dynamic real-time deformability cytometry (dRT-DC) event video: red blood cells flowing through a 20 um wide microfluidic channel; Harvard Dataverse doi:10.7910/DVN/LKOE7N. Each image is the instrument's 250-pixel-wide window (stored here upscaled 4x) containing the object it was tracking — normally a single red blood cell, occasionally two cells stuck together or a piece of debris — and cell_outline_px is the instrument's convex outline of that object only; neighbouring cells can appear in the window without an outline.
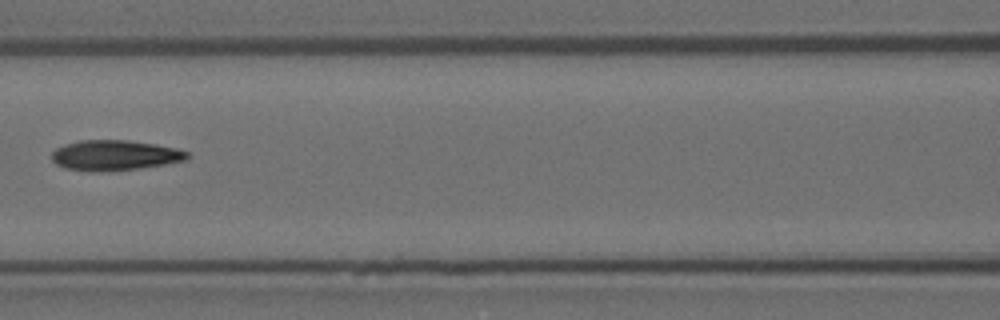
{"species": "Egyptian fruit bat (a non-hibernating species)", "species_latin": "Rousettus aegyptiacus", "temperature_condition": "room temperature", "stored_images_in_passage": 15, "camera_frame_rate_fps": 3000, "um_per_image_px": 0.085, "animal": {"sex": "female"}, "frame": {"image": 1, "passage_image": 6, "time_ms": 1.667, "image_size_px": [1000, 320], "cell_outline_px": [[192, 156], [188, 160], [140, 168], [100, 172], [88, 172], [64, 168], [56, 164], [52, 160], [52, 152], [56, 148], [64, 144], [80, 140], [128, 140], [156, 144], [176, 148], [188, 152]], "centroid_in_image_um": [9.76, 13.2], "position_along_channel_um": 156.8, "area_um2": 24.22}}
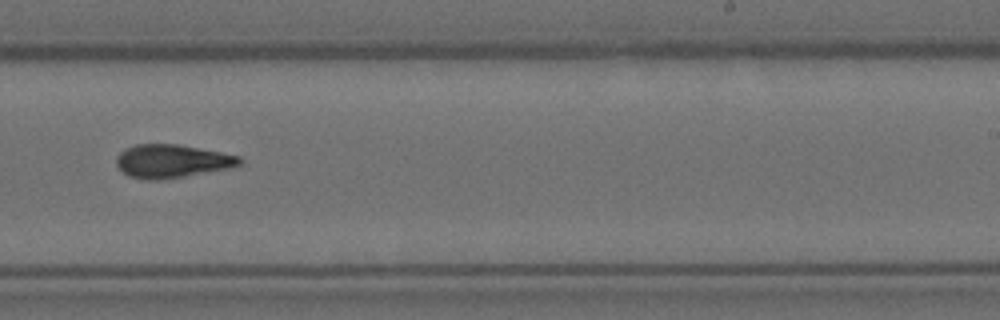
{"frame": {"image": 2, "passage_image": 9, "time_ms": 2.667, "image_size_px": [1000, 320], "cell_outline_px": [[244, 160], [240, 164], [228, 168], [184, 176], [160, 180], [144, 180], [128, 176], [116, 164], [116, 156], [124, 148], [136, 144], [176, 144], [220, 152], [240, 156]], "centroid_in_image_um": [14.57, 13.69], "position_along_channel_um": 274.4, "area_um2": 23.81}}
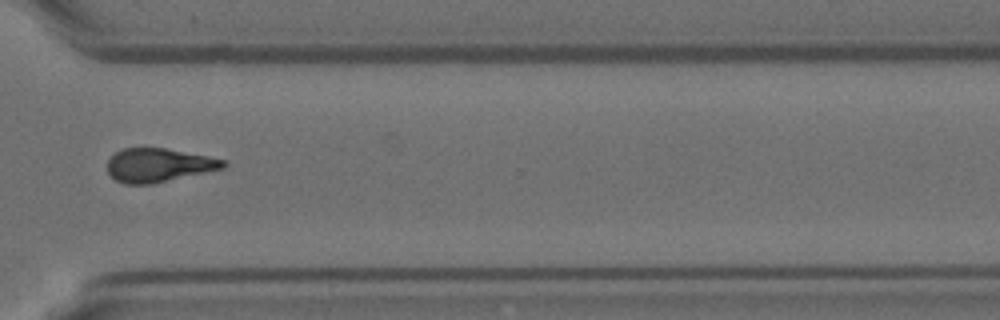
{"frame": {"image": 3, "passage_image": 11, "time_ms": 3.333, "image_size_px": [1000, 320], "cell_outline_px": [[228, 164], [224, 168], [152, 184], [124, 184], [116, 180], [108, 172], [108, 160], [116, 152], [124, 148], [164, 148], [208, 156], [224, 160]], "centroid_in_image_um": [13.48, 14.04], "position_along_channel_um": 357.1, "area_um2": 22.54}}